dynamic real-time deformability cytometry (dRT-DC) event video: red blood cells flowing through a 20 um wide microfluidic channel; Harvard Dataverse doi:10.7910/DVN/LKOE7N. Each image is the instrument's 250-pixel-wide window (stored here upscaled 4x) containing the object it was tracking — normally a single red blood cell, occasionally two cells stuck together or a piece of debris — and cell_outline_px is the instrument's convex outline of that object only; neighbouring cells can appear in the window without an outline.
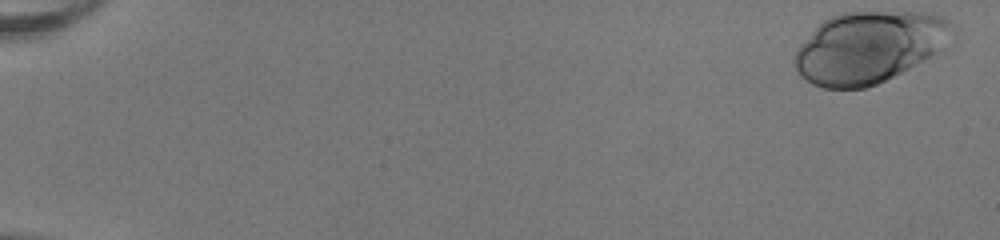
{"species": "human", "species_latin": "Homo sapiens", "temperature_condition": "room temperature", "stored_images_in_passage": 52, "camera_frame_rate_fps": 3000, "um_per_image_px": 0.085, "donor": {"sex": "female"}, "frame": {"image": 1, "passage_image": 1, "time_ms": 0.0, "image_size_px": [1000, 240], "cell_outline_px": [[948, 24], [936, 52], [932, 56], [876, 84], [864, 88], [824, 88], [812, 84], [800, 76], [792, 64], [792, 60], [800, 44], [824, 20], [832, 16], [844, 12], [920, 12], [940, 16]], "centroid_in_image_um": [73.69, 4.04], "position_along_channel_um": 11.3, "area_um2": 63.93}}
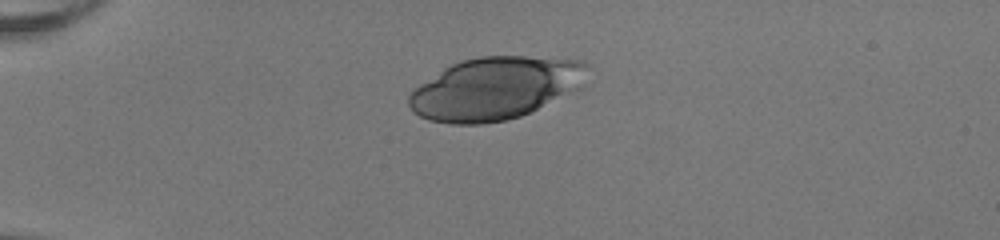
{"frame": {"image": 2, "passage_image": 14, "time_ms": 4.333, "image_size_px": [1000, 240], "cell_outline_px": [[588, 68], [580, 88], [520, 116], [504, 120], [480, 124], [452, 124], [428, 120], [412, 112], [408, 104], [408, 96], [420, 84], [444, 68], [452, 64], [464, 60], [480, 56], [524, 56], [576, 60], [588, 64]], "centroid_in_image_um": [42.05, 7.51], "position_along_channel_um": 42.9, "area_um2": 64.45}}